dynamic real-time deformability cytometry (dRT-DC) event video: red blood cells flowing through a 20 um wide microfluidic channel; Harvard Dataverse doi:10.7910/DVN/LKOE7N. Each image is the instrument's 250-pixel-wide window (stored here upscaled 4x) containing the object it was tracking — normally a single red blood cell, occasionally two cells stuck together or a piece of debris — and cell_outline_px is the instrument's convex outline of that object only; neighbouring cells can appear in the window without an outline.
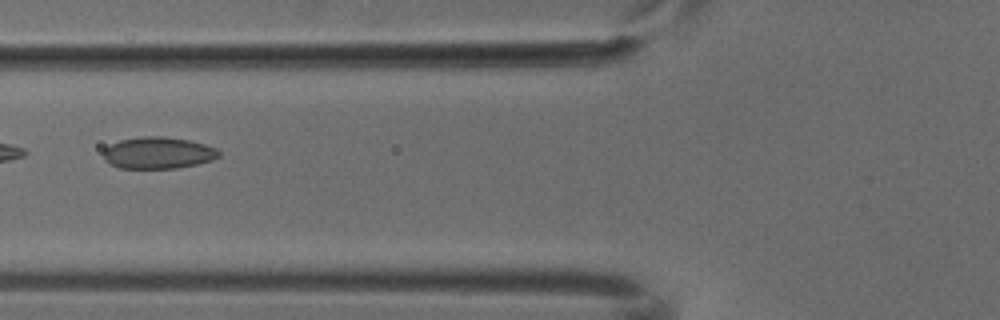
{"species": "common noctule bat (a hibernating species)", "species_latin": "Nyctalus noctula", "temperature_condition": "cold", "stored_images_in_passage": 5, "camera_frame_rate_fps": 3000, "um_per_image_px": 0.085, "animal": {"sex": "male", "body_mass_g": 18.8}, "frame": {"image": 1, "passage_image": 5, "time_ms": 1.333, "image_size_px": [1000, 320], "cell_outline_px": [[220, 156], [212, 160], [196, 164], [176, 168], [120, 168], [108, 164], [104, 160], [104, 148], [120, 140], [140, 136], [164, 136], [188, 140], [204, 144], [216, 148], [220, 152]], "centroid_in_image_um": [13.42, 12.99], "position_along_channel_um": 112.4, "area_um2": 21.39}}